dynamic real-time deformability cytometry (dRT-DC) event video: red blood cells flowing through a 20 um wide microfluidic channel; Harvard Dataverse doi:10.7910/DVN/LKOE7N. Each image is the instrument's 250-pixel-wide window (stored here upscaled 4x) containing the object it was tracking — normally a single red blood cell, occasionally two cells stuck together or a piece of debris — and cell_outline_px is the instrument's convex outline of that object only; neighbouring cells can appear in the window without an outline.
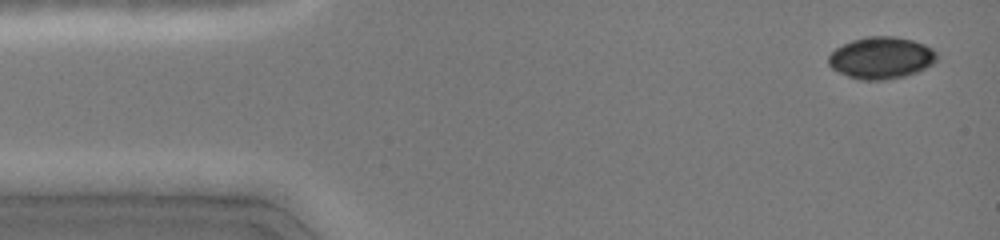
{"species": "common noctule bat (a hibernating species)", "species_latin": "Nyctalus noctula", "temperature_condition": "cold", "stored_images_in_passage": 53, "camera_frame_rate_fps": 3000, "um_per_image_px": 0.085, "animal": {"sex": "female", "body_mass_g": 19.0, "forearm_length_mm": 51.5}, "frame": {"image": 1, "passage_image": 3, "time_ms": 0.333, "image_size_px": [1000, 240], "cell_outline_px": [[936, 60], [932, 64], [916, 72], [904, 76], [884, 80], [860, 80], [848, 76], [832, 68], [828, 64], [828, 56], [836, 48], [852, 40], [868, 36], [892, 36], [912, 40], [924, 44], [932, 48], [936, 52]], "centroid_in_image_um": [74.89, 4.91], "position_along_channel_um": 10.1, "area_um2": 26.24}}
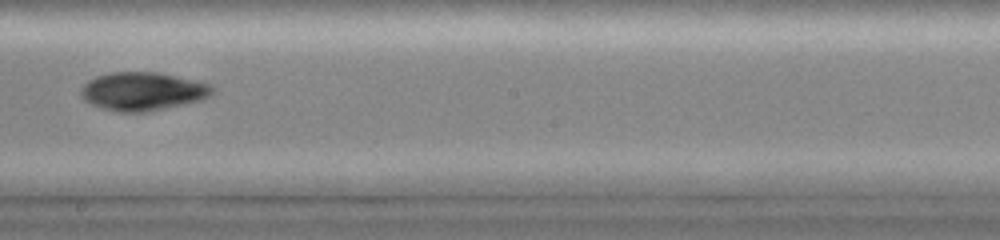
{"frame": {"image": 2, "passage_image": 40, "time_ms": 8.333, "image_size_px": [1000, 240], "cell_outline_px": [[216, 92], [204, 100], [148, 112], [116, 112], [92, 104], [84, 100], [80, 96], [80, 88], [88, 80], [96, 76], [108, 72], [160, 72], [196, 80], [212, 84], [216, 88]], "centroid_in_image_um": [12.18, 7.76], "position_along_channel_um": 236.0, "area_um2": 30.0}}
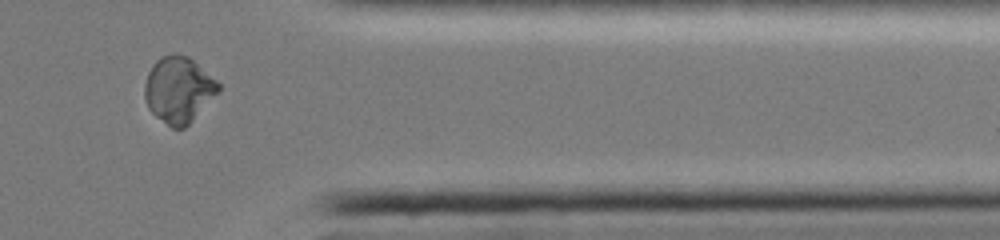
{"frame": {"image": 3, "passage_image": 51, "time_ms": 12.333, "image_size_px": [1000, 240], "cell_outline_px": [[220, 92], [184, 128], [172, 128], [156, 116], [148, 108], [144, 96], [144, 84], [148, 72], [152, 64], [160, 56], [188, 56], [216, 80], [220, 84]], "centroid_in_image_um": [15.17, 7.64], "position_along_channel_um": 396.2, "area_um2": 28.09}, "authors_computed_cell_mechanics": {"area_um2": 28.611, "velocity_mm_per_s": 4.097, "shape_relaxation_time_tau1_ms": null, "shape_relaxation_time_tau2_ms": 2.1602, "deformation_change_tau1": null, "deformation_change_tau2": 0.0492}}